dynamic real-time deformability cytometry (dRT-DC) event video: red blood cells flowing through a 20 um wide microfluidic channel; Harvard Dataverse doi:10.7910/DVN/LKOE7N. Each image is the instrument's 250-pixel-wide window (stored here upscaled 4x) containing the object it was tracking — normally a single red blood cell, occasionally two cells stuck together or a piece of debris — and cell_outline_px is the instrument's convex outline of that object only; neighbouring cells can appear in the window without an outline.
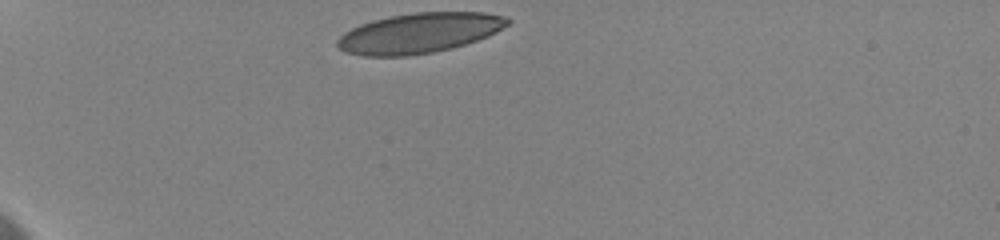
{"species": "human", "species_latin": "Homo sapiens", "temperature_condition": "cold", "stored_images_in_passage": 30, "camera_frame_rate_fps": 3000, "um_per_image_px": 0.085, "donor": {"sex": "female"}, "frame": {"image": 1, "passage_image": 1, "time_ms": 0.0, "image_size_px": [1000, 240], "cell_outline_px": [[512, 20], [508, 24], [496, 32], [488, 36], [452, 48], [432, 52], [408, 56], [360, 56], [344, 52], [336, 44], [336, 40], [344, 32], [360, 24], [372, 20], [392, 16], [416, 12], [484, 12], [508, 16]], "centroid_in_image_um": [35.63, 2.81], "position_along_channel_um": 49.4, "area_um2": 39.88}}
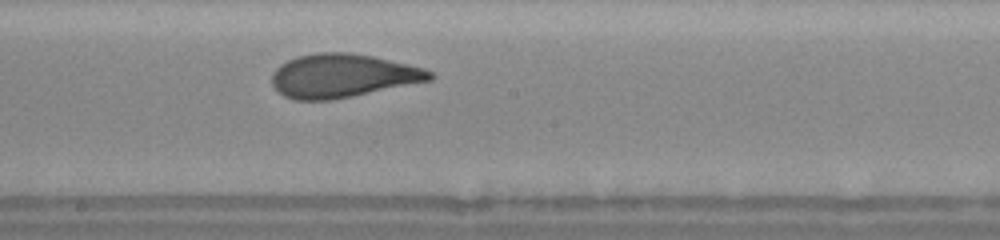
{"frame": {"image": 2, "passage_image": 19, "time_ms": 6.0, "image_size_px": [1000, 240], "cell_outline_px": [[436, 76], [432, 80], [332, 100], [296, 100], [284, 96], [276, 92], [272, 84], [272, 72], [280, 64], [296, 56], [316, 52], [348, 52], [372, 56], [408, 64], [424, 68], [432, 72]], "centroid_in_image_um": [29.09, 6.44], "position_along_channel_um": 219.1, "area_um2": 40.29}}
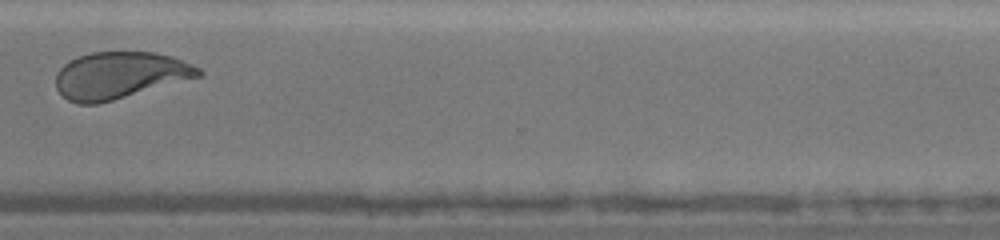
{"frame": {"image": 3, "passage_image": 29, "time_ms": 10.0, "image_size_px": [1000, 240], "cell_outline_px": [[204, 76], [112, 100], [96, 104], [76, 104], [68, 100], [56, 88], [56, 72], [64, 64], [80, 56], [92, 52], [156, 52], [172, 56], [192, 64], [200, 68], [204, 72]], "centroid_in_image_um": [10.22, 6.4], "position_along_channel_um": 360.4, "area_um2": 39.02}, "authors_computed_cell_mechanics": {"area_um2": 39.9976, "velocity_mm_per_s": 3.5459, "shape_relaxation_time_tau1_ms": 6.4423, "shape_relaxation_time_tau2_ms": 0.773, "deformation_change_tau1": 0.182, "deformation_change_tau2": 0.0713}}